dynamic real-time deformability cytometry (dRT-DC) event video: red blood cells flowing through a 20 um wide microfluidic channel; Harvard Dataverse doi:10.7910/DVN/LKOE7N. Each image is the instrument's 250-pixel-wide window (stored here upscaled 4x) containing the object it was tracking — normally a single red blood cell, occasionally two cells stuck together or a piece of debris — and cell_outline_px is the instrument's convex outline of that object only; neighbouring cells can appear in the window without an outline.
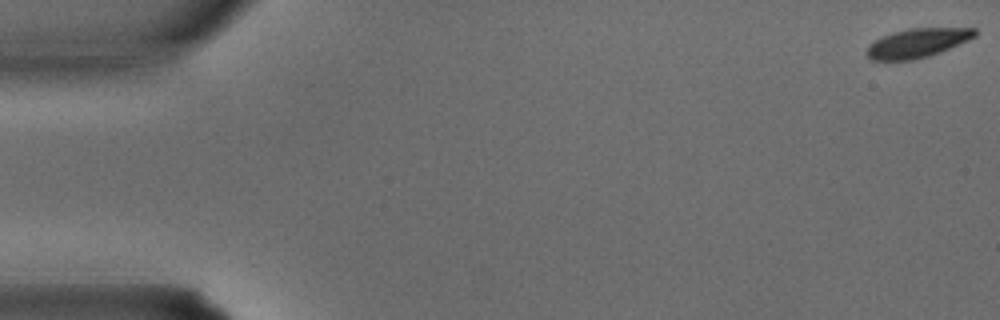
{"species": "common noctule bat (a hibernating species)", "species_latin": "Nyctalus noctula", "temperature_condition": "warm", "stored_images_in_passage": 7, "camera_frame_rate_fps": 3000, "um_per_image_px": 0.085, "animal": {"sex": "male", "body_mass_g": 15.6}, "frame": {"image": 1, "passage_image": 1, "time_ms": 0.0, "image_size_px": [1000, 320], "cell_outline_px": [[980, 32], [976, 36], [968, 40], [940, 52], [928, 56], [912, 60], [868, 60], [864, 52], [868, 44], [880, 36], [892, 32], [908, 28], [976, 28]], "centroid_in_image_um": [77.92, 3.65], "position_along_channel_um": 7.1, "area_um2": 18.67}}